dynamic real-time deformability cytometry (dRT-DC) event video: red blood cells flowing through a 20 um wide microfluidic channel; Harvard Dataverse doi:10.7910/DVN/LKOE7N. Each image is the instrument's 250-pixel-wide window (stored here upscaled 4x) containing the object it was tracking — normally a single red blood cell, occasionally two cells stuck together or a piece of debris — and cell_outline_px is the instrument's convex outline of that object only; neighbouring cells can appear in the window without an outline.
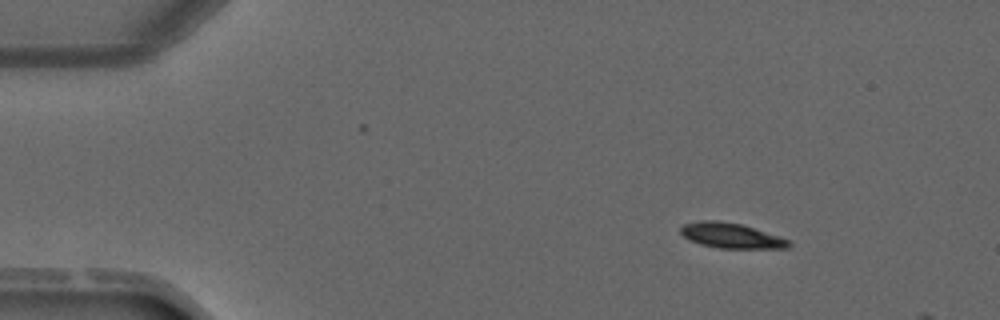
{"species": "common noctule bat (a hibernating species)", "species_latin": "Nyctalus noctula", "temperature_condition": "warm", "stored_images_in_passage": 2, "camera_frame_rate_fps": 3000, "um_per_image_px": 0.085, "animal": {"sex": "male", "forearm_length_mm": 52.5}, "frame": {"image": 1, "passage_image": 1, "time_ms": 0.0, "image_size_px": [1000, 320], "cell_outline_px": [[792, 244], [788, 248], [720, 248], [700, 244], [688, 240], [680, 232], [680, 228], [684, 224], [700, 220], [720, 220], [740, 224], [788, 240]], "centroid_in_image_um": [62.08, 20.02], "position_along_channel_um": 22.9, "area_um2": 15.61}}